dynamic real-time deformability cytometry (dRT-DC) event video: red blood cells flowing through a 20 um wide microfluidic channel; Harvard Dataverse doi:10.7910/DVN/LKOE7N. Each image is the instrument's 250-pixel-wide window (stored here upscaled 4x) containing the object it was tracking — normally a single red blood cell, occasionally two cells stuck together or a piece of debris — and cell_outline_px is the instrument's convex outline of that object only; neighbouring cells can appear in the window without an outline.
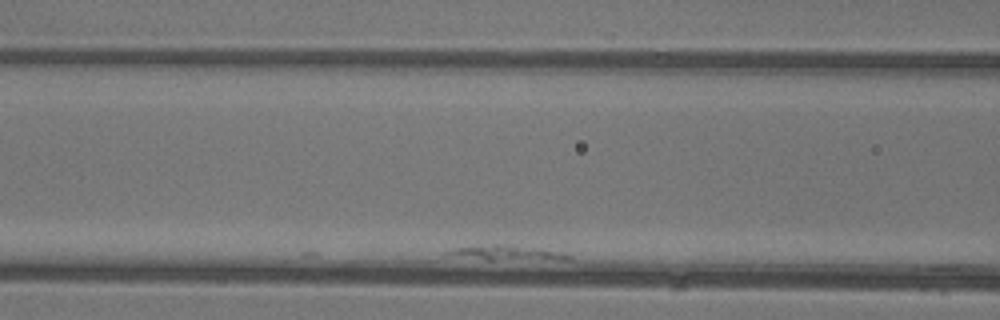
{"species": "common noctule bat (a hibernating species)", "species_latin": "Nyctalus noctula", "temperature_condition": "warm", "stored_images_in_passage": 16, "camera_frame_rate_fps": 3000, "um_per_image_px": 0.085, "animal": {"sex": "female"}, "frame": {"image": 1, "passage_image": 9, "time_ms": 2.667, "image_size_px": [1000, 320], "cell_outline_px": [[572, 256], [568, 260], [488, 260], [440, 256], [444, 252], [460, 248], [492, 244], [500, 244], [540, 248], [564, 252]], "centroid_in_image_um": [43.06, 21.52], "position_along_channel_um": 123.5, "area_um2": 10.87}}